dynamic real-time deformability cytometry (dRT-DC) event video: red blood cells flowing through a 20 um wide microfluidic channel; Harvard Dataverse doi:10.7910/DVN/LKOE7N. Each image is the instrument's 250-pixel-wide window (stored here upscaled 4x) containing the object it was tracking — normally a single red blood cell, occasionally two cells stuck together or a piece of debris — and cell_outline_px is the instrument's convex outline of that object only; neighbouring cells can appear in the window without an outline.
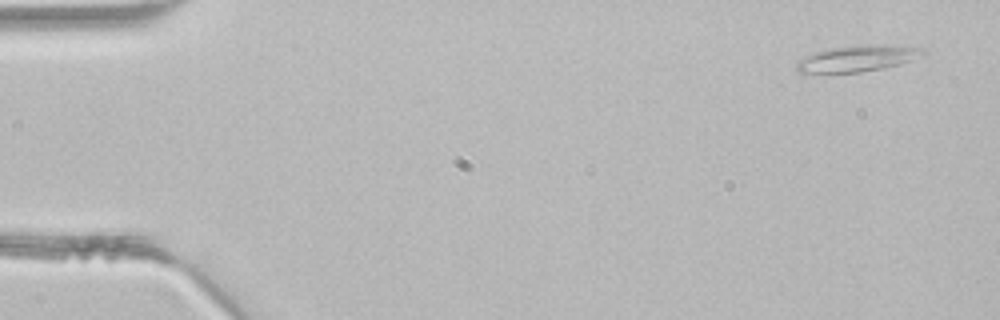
{"species": "common noctule bat (a hibernating species)", "species_latin": "Nyctalus noctula", "temperature_condition": "room temperature", "stored_images_in_passage": 3, "camera_frame_rate_fps": 3000, "um_per_image_px": 0.085, "animal": {"sex": "male", "body_mass_g": 21.5, "forearm_length_mm": 52.0}, "frame": {"image": 1, "passage_image": 1, "time_ms": 0.0, "image_size_px": [1000, 320], "cell_outline_px": [[924, 52], [900, 64], [860, 72], [796, 72], [796, 64], [800, 60], [816, 52], [832, 48], [924, 48]], "centroid_in_image_um": [72.71, 5.05], "position_along_channel_um": 12.3, "area_um2": 17.05}}
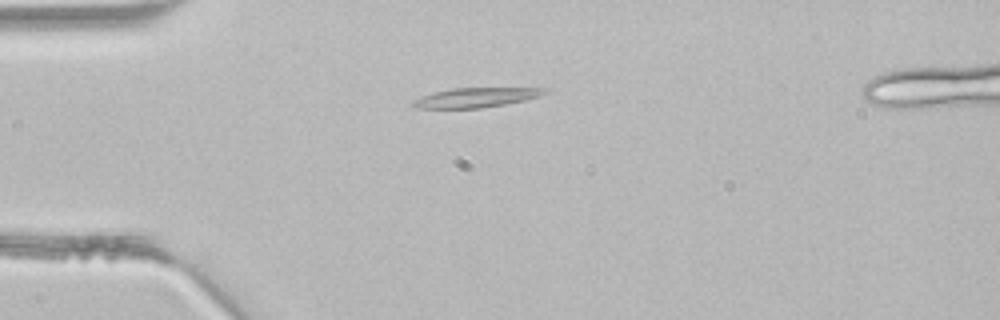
{"frame": {"image": 2, "passage_image": 3, "time_ms": 0.667, "image_size_px": [1000, 320], "cell_outline_px": [[548, 92], [540, 96], [524, 100], [504, 104], [480, 108], [416, 108], [408, 104], [424, 96], [436, 92], [452, 88], [548, 88]], "centroid_in_image_um": [40.48, 8.29], "position_along_channel_um": 44.5, "area_um2": 14.8}}